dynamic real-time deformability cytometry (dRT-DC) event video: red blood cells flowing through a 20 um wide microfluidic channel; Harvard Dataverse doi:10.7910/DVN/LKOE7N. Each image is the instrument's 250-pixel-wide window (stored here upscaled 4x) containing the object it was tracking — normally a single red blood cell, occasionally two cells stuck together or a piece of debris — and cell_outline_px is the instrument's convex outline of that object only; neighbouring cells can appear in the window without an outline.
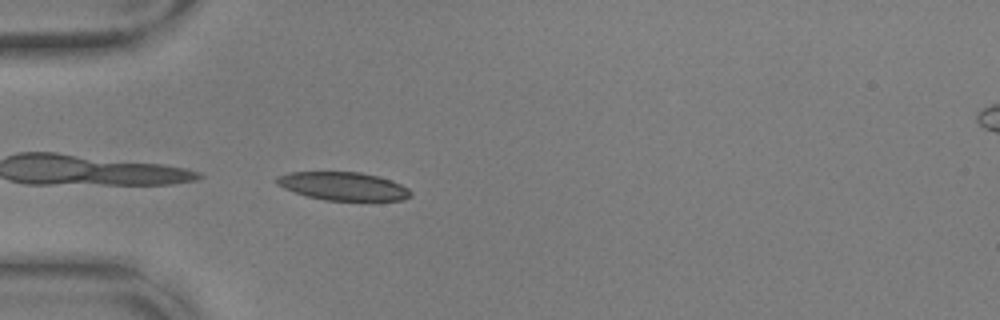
{"species": "common noctule bat (a hibernating species)", "species_latin": "Nyctalus noctula", "temperature_condition": "warm", "stored_images_in_passage": 40, "camera_frame_rate_fps": 3000, "um_per_image_px": 0.085, "animal": {"sex": "male", "body_mass_g": 17.9, "forearm_length_mm": 54.2}, "frame": {"image": 1, "passage_image": 1, "time_ms": 0.0, "image_size_px": [1000, 320], "cell_outline_px": [[412, 196], [404, 200], [324, 200], [308, 196], [284, 188], [276, 184], [276, 176], [288, 172], [360, 172], [392, 180], [408, 188], [412, 192]], "centroid_in_image_um": [29.18, 15.82], "position_along_channel_um": 55.8, "area_um2": 21.96}}
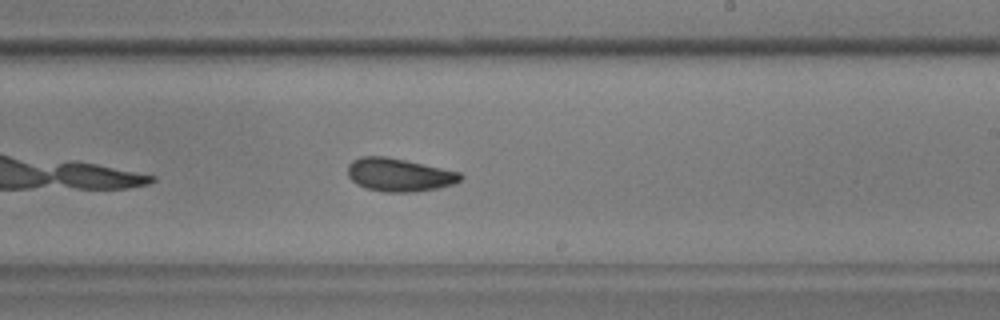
{"frame": {"image": 2, "passage_image": 18, "time_ms": 5.667, "image_size_px": [1000, 320], "cell_outline_px": [[464, 176], [460, 180], [452, 184], [440, 188], [416, 192], [384, 192], [364, 188], [356, 184], [348, 176], [348, 164], [352, 160], [360, 156], [384, 156], [404, 160], [460, 172]], "centroid_in_image_um": [33.9, 14.87], "position_along_channel_um": 255.1, "area_um2": 21.85}, "authors_computed_cell_mechanics": {"area_um2": 21.9062, "velocity_mm_per_s": 3.6481, "shape_relaxation_time_tau1_ms": 3.5677, "shape_relaxation_time_tau2_ms": 2.9486, "deformation_change_tau1": 0.1076, "deformation_change_tau2": 0.0778}}